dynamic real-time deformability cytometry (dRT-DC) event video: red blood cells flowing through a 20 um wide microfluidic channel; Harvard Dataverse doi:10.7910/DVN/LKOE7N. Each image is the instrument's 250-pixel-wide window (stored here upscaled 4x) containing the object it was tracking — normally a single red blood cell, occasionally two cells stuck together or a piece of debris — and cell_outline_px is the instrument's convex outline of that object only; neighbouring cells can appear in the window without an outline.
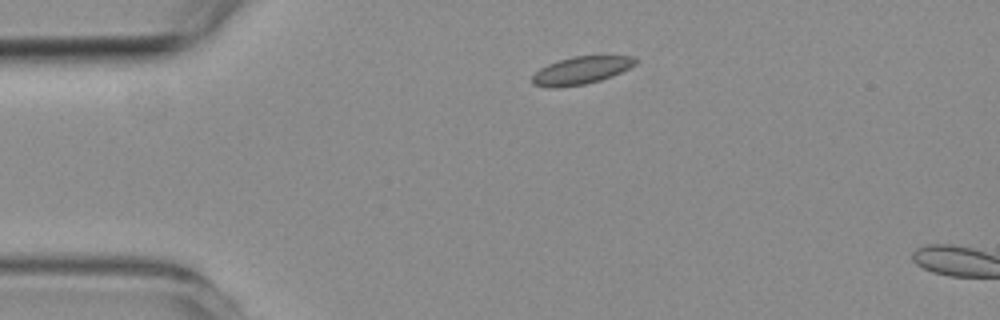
{"species": "common noctule bat (a hibernating species)", "species_latin": "Nyctalus noctula", "temperature_condition": "room temperature", "stored_images_in_passage": 2, "segment_of_instrument_passage": [1, 2], "camera_frame_rate_fps": 3000, "um_per_image_px": 0.085, "animal": {"sex": "female", "body_mass_g": 19.3, "forearm_length_mm": 54.1}, "frame": {"image": 1, "passage_image": 1, "time_ms": 0.0, "image_size_px": [1000, 320], "cell_outline_px": [[636, 64], [612, 76], [600, 80], [584, 84], [552, 88], [532, 84], [532, 76], [540, 68], [548, 64], [572, 56], [632, 56], [636, 60]], "centroid_in_image_um": [49.37, 5.98], "position_along_channel_um": 35.6, "area_um2": 16.36}}